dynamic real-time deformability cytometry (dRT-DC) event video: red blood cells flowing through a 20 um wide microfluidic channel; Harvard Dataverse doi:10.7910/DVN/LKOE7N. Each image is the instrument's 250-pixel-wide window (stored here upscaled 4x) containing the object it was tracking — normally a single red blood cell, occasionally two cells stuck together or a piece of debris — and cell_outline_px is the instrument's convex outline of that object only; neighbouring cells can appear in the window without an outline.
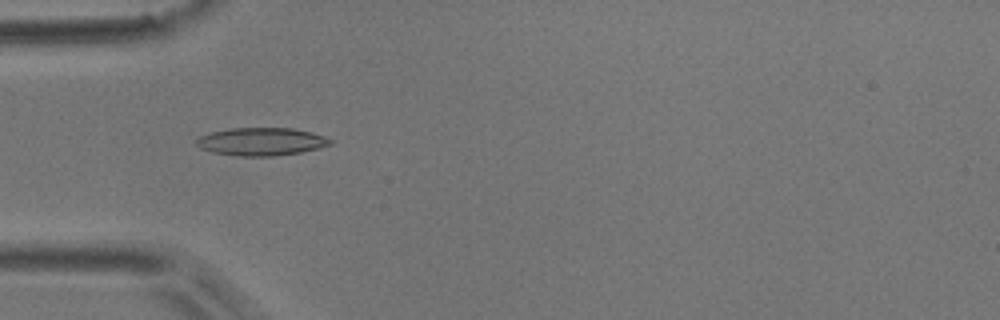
{"species": "common noctule bat (a hibernating species)", "species_latin": "Nyctalus noctula", "temperature_condition": "room temperature", "stored_images_in_passage": 3, "camera_frame_rate_fps": 3000, "um_per_image_px": 0.085, "animal": {"sex": "male", "body_mass_g": 17.9}, "frame": {"image": 1, "passage_image": 2, "time_ms": 1.333, "image_size_px": [1000, 320], "cell_outline_px": [[332, 144], [320, 148], [300, 152], [272, 156], [240, 156], [212, 152], [200, 148], [196, 144], [196, 140], [200, 136], [212, 132], [232, 128], [292, 128], [312, 132], [324, 136], [332, 140]], "centroid_in_image_um": [22.23, 12.03], "position_along_channel_um": 62.8, "area_um2": 21.68}}
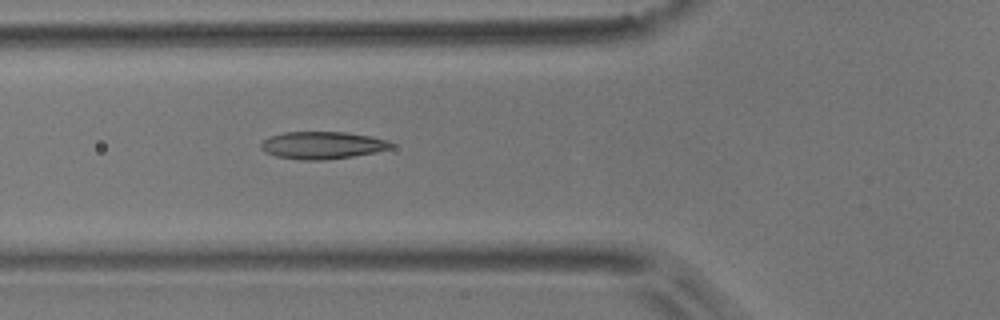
{"frame": {"image": 2, "passage_image": 3, "time_ms": 2.333, "image_size_px": [1000, 320], "cell_outline_px": [[392, 148], [376, 152], [352, 156], [324, 160], [304, 160], [276, 156], [264, 152], [260, 148], [260, 144], [268, 136], [284, 132], [348, 132], [372, 136], [388, 140], [392, 144]], "centroid_in_image_um": [27.39, 12.34], "position_along_channel_um": 98.4, "area_um2": 20.87}}